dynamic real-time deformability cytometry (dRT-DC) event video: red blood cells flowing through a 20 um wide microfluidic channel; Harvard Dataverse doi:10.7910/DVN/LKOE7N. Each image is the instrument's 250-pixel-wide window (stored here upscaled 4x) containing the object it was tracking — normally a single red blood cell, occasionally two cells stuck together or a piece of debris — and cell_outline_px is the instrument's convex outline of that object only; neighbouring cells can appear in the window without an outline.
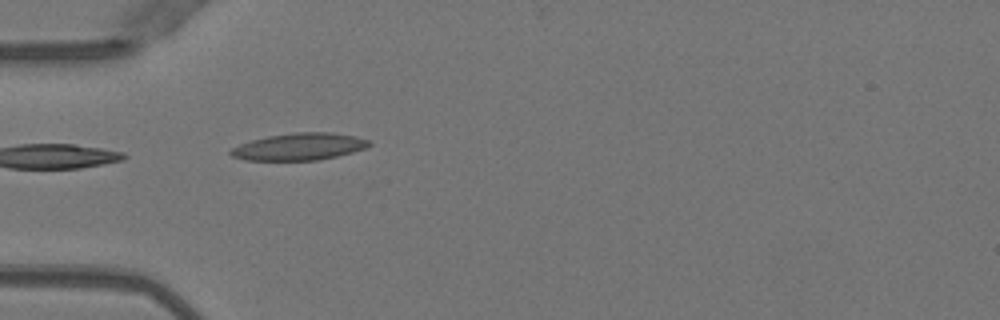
{"species": "Egyptian fruit bat (a non-hibernating species)", "species_latin": "Rousettus aegyptiacus", "temperature_condition": "warm", "stored_images_in_passage": 3, "camera_frame_rate_fps": 3000, "um_per_image_px": 0.085, "animal": {"sex": "female"}, "frame": {"image": 1, "passage_image": 1, "time_ms": 0.0, "image_size_px": [1000, 320], "cell_outline_px": [[372, 144], [364, 148], [352, 152], [336, 156], [316, 160], [248, 160], [232, 156], [228, 152], [232, 148], [240, 144], [252, 140], [268, 136], [296, 132], [332, 132], [356, 136], [368, 140]], "centroid_in_image_um": [25.44, 12.46], "position_along_channel_um": 59.6, "area_um2": 21.62}}